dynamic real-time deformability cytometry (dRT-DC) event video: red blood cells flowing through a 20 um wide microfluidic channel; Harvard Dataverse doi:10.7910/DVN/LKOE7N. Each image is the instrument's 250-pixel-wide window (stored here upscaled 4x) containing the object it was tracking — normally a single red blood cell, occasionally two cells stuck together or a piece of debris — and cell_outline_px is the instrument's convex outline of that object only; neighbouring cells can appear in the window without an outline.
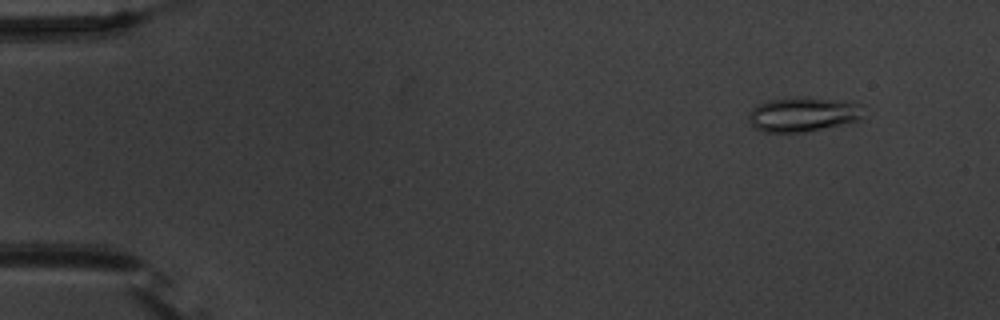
{"species": "common noctule bat (a hibernating species)", "species_latin": "Nyctalus noctula", "temperature_condition": "warm", "stored_images_in_passage": 54, "camera_frame_rate_fps": 3000, "um_per_image_px": 0.085, "animal": {"sex": "male", "body_mass_g": 20.1, "forearm_length_mm": 53.5}, "frame": {"image": 1, "passage_image": 5, "time_ms": 1.333, "image_size_px": [1000, 320], "cell_outline_px": [[860, 120], [804, 132], [764, 132], [756, 128], [748, 120], [748, 116], [752, 108], [768, 100], [792, 96], [828, 100], [860, 104]], "centroid_in_image_um": [68.16, 9.73], "position_along_channel_um": 16.8, "area_um2": 22.48}}
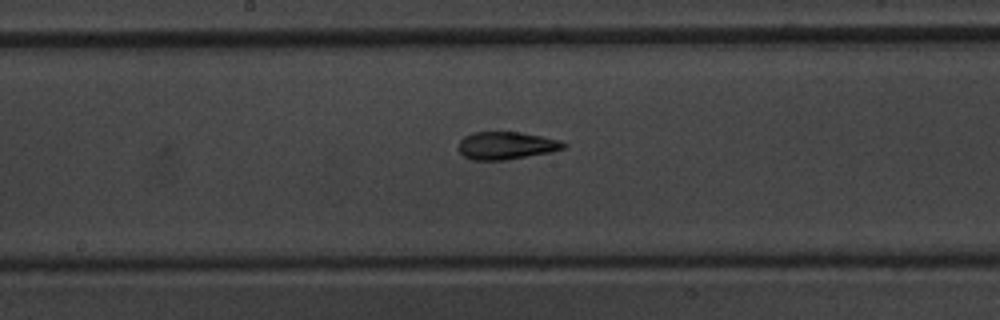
{"frame": {"image": 2, "passage_image": 29, "time_ms": 9.333, "image_size_px": [1000, 320], "cell_outline_px": [[568, 144], [564, 148], [552, 152], [504, 160], [472, 160], [464, 156], [456, 148], [460, 140], [464, 136], [472, 132], [520, 132], [560, 140]], "centroid_in_image_um": [43.0, 12.37], "position_along_channel_um": 205.2, "area_um2": 17.05}}
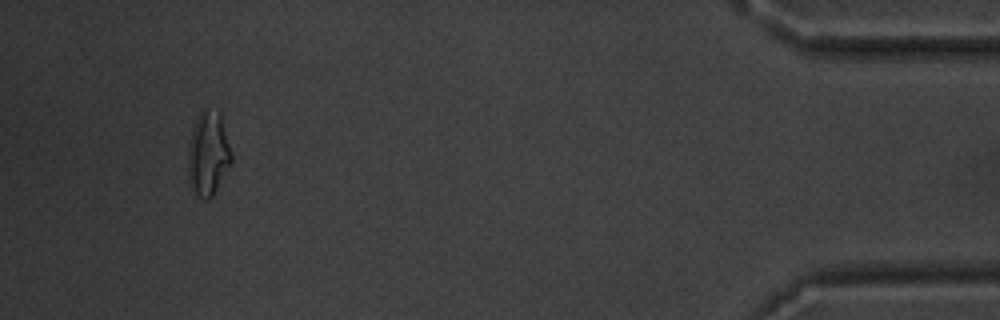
{"frame": {"image": 3, "passage_image": 51, "time_ms": 16.667, "image_size_px": [1000, 320], "cell_outline_px": [[232, 164], [212, 196], [208, 200], [200, 196], [192, 188], [188, 176], [188, 144], [192, 128], [200, 112], [204, 108], [220, 112], [232, 152]], "centroid_in_image_um": [17.71, 13.04], "position_along_channel_um": 417.5, "area_um2": 21.33}, "authors_computed_cell_mechanics": {"area_um2": 17.5712, "velocity_mm_per_s": 3.7771, "shape_relaxation_time_tau1_ms": 8.7772, "shape_relaxation_time_tau2_ms": 2.5298, "deformation_change_tau1": 0.2369, "deformation_change_tau2": 0.0951}}